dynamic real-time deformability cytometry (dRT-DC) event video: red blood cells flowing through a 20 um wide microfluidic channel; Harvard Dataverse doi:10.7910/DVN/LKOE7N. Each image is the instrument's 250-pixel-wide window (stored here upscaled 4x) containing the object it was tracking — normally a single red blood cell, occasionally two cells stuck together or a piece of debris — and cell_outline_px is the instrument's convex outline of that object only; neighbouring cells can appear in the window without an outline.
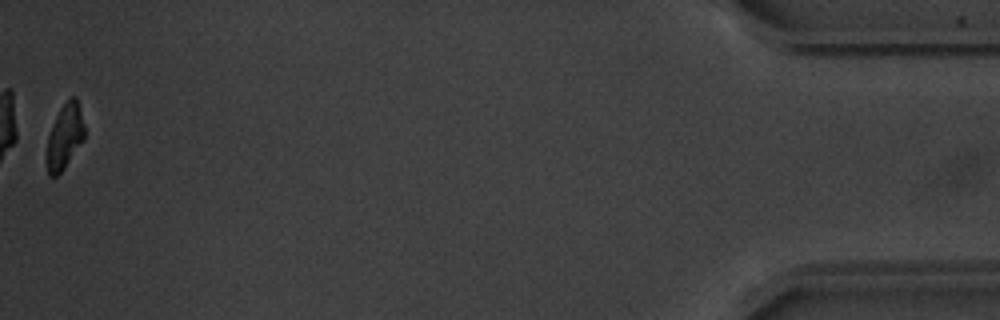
{"species": "common noctule bat (a hibernating species)", "species_latin": "Nyctalus noctula", "temperature_condition": "warm", "stored_images_in_passage": 36, "camera_frame_rate_fps": 3000, "um_per_image_px": 0.085, "animal": {"sex": "male", "body_mass_g": 20.1, "forearm_length_mm": 53.5}, "frame": {"image": 1, "passage_image": 36, "time_ms": 11.667, "image_size_px": [1000, 320], "cell_outline_px": [[84, 140], [64, 168], [56, 176], [48, 176], [48, 136], [56, 116], [60, 108], [72, 96], [76, 96], [84, 124]], "centroid_in_image_um": [5.53, 11.59], "position_along_channel_um": 429.7, "area_um2": 13.87}, "authors_computed_cell_mechanics": {"area_um2": 16.8487, "velocity_mm_per_s": 3.7802, "shape_relaxation_time_tau1_ms": 1.9818, "shape_relaxation_time_tau2_ms": null, "deformation_change_tau1": 0.1212, "deformation_change_tau2": null}}